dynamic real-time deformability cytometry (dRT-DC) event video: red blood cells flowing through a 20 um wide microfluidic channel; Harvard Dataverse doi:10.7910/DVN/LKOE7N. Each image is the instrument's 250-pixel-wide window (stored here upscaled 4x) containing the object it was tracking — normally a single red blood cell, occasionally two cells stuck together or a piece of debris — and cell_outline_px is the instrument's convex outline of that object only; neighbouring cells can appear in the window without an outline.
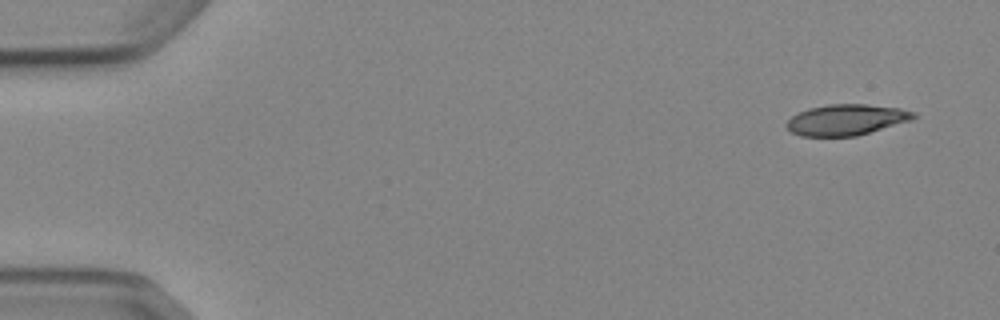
{"species": "Egyptian fruit bat (a non-hibernating species)", "species_latin": "Rousettus aegyptiacus", "temperature_condition": "cold", "stored_images_in_passage": 7, "camera_frame_rate_fps": 3000, "um_per_image_px": 0.085, "animal": {"sex": "female"}, "frame": {"image": 1, "passage_image": 1, "time_ms": 0.0, "image_size_px": [1000, 320], "cell_outline_px": [[916, 116], [912, 120], [856, 136], [800, 136], [792, 132], [784, 124], [792, 116], [808, 108], [828, 104], [868, 104], [900, 108], [916, 112]], "centroid_in_image_um": [71.95, 10.17], "position_along_channel_um": 13.1, "area_um2": 22.89}}
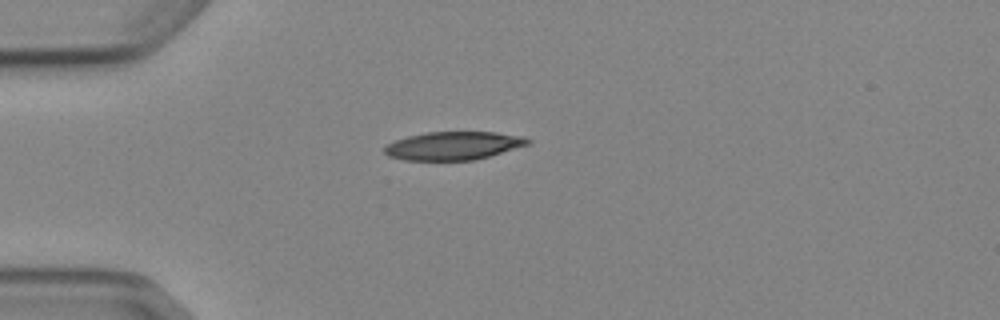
{"frame": {"image": 2, "passage_image": 4, "time_ms": 3.667, "image_size_px": [1000, 320], "cell_outline_px": [[532, 140], [528, 144], [476, 160], [404, 160], [388, 156], [384, 152], [384, 148], [388, 144], [396, 140], [408, 136], [428, 132], [496, 132], [524, 136]], "centroid_in_image_um": [38.55, 12.38], "position_along_channel_um": 46.5, "area_um2": 23.47}}
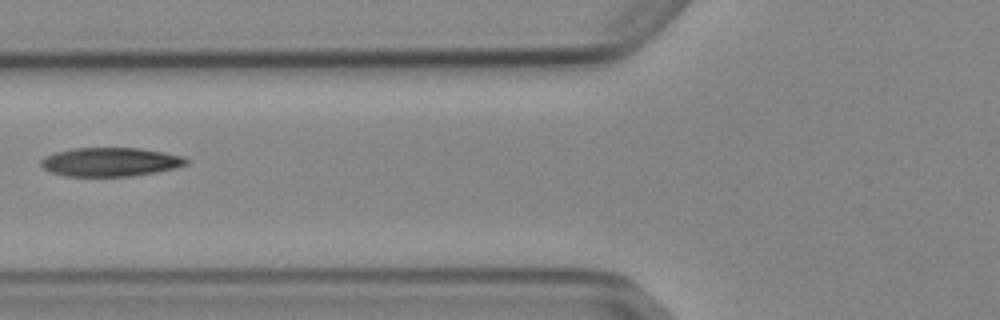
{"frame": {"image": 3, "passage_image": 6, "time_ms": 6.0, "image_size_px": [1000, 320], "cell_outline_px": [[188, 164], [172, 168], [132, 176], [64, 176], [48, 172], [40, 164], [40, 160], [44, 156], [56, 152], [76, 148], [136, 148], [184, 156], [188, 160]], "centroid_in_image_um": [9.31, 13.77], "position_along_channel_um": 116.5, "area_um2": 24.16}}